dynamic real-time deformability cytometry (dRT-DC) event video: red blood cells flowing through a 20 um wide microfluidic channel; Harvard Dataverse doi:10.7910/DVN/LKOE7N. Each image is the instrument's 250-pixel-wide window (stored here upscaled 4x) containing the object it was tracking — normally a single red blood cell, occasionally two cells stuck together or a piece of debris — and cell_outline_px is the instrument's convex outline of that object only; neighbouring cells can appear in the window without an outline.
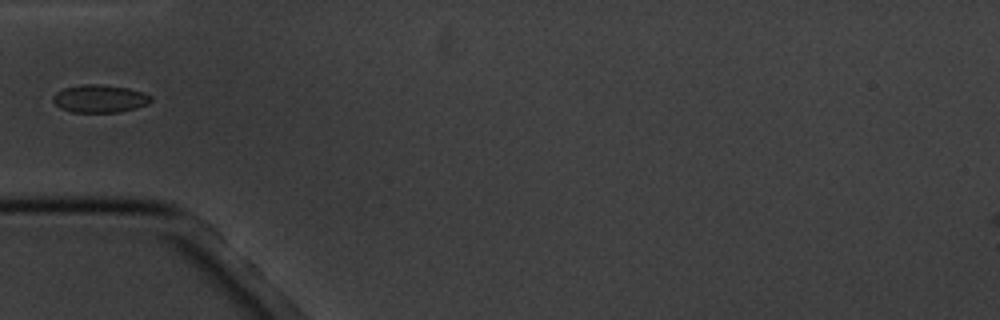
{"species": "common noctule bat (a hibernating species)", "species_latin": "Nyctalus noctula", "temperature_condition": "cold", "stored_images_in_passage": 17, "segment_of_instrument_passage": [2, 2], "camera_frame_rate_fps": 3000, "um_per_image_px": 0.085, "animal": {"sex": "male", "body_mass_g": 20.1, "forearm_length_mm": 53.5}, "frame": {"image": 1, "passage_image": 6, "time_ms": 6.0, "image_size_px": [1000, 320], "cell_outline_px": [[152, 100], [148, 104], [136, 108], [120, 112], [72, 112], [60, 108], [52, 100], [52, 96], [56, 92], [64, 88], [84, 84], [100, 84], [128, 88], [144, 92], [152, 96]], "centroid_in_image_um": [8.49, 8.38], "position_along_channel_um": 76.5, "area_um2": 15.95}}
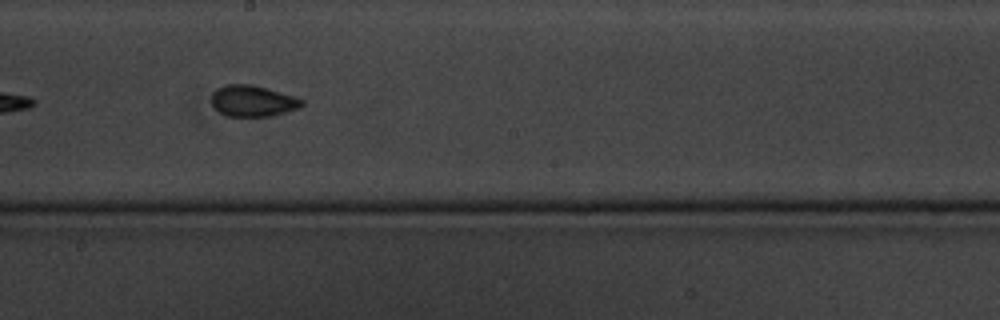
{"frame": {"image": 2, "passage_image": 10, "time_ms": 10.333, "image_size_px": [1000, 320], "cell_outline_px": [[304, 104], [300, 108], [272, 116], [224, 116], [212, 104], [212, 92], [216, 88], [224, 84], [252, 84], [292, 96], [304, 100]], "centroid_in_image_um": [21.46, 8.58], "position_along_channel_um": 226.7, "area_um2": 16.42}}
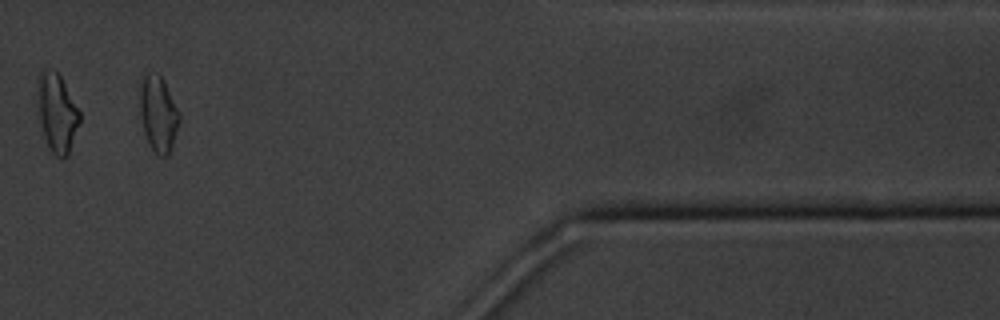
{"frame": {"image": 3, "passage_image": 15, "time_ms": 16.333, "image_size_px": [1000, 320], "cell_outline_px": [[180, 120], [172, 148], [168, 156], [160, 156], [148, 144], [144, 132], [140, 116], [140, 76], [148, 72], [156, 72], [164, 80], [180, 112]], "centroid_in_image_um": [13.45, 9.64], "position_along_channel_um": 397.9, "area_um2": 17.8}}